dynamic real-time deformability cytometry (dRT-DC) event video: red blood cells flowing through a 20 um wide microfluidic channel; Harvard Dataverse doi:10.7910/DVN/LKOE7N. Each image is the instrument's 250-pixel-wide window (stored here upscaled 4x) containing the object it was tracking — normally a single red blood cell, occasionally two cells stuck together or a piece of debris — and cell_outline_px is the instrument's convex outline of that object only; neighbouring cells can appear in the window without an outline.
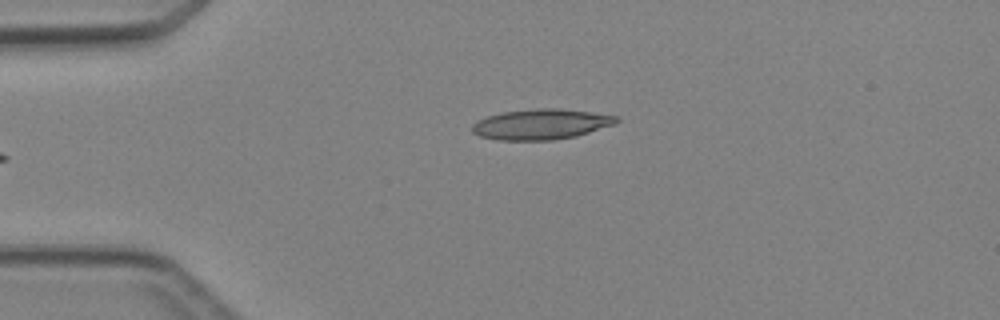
{"species": "Egyptian fruit bat (a non-hibernating species)", "species_latin": "Rousettus aegyptiacus", "temperature_condition": "cold", "stored_images_in_passage": 3, "camera_frame_rate_fps": 3000, "um_per_image_px": 0.085, "animal": {"sex": "female"}, "frame": {"image": 1, "passage_image": 3, "time_ms": 2.333, "image_size_px": [1000, 320], "cell_outline_px": [[620, 120], [616, 124], [576, 136], [552, 140], [496, 140], [480, 136], [472, 132], [472, 124], [488, 116], [504, 112], [540, 108], [560, 108], [616, 116]], "centroid_in_image_um": [46.0, 10.57], "position_along_channel_um": 39.0, "area_um2": 25.37}}